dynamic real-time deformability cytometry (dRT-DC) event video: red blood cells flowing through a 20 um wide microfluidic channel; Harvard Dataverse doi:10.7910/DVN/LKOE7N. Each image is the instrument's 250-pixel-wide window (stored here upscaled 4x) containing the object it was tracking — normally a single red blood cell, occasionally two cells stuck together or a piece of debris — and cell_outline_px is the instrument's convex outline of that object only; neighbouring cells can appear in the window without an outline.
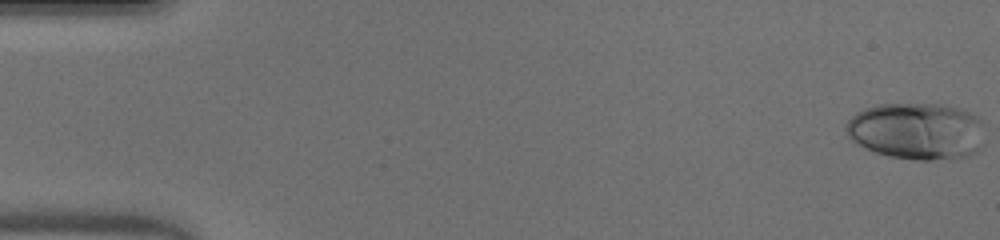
{"species": "human", "species_latin": "Homo sapiens", "temperature_condition": "warm", "stored_images_in_passage": 50, "camera_frame_rate_fps": 3000, "um_per_image_px": 0.085, "donor": {"sex": "male"}, "frame": {"image": 1, "passage_image": 1, "time_ms": 0.0, "image_size_px": [1000, 240], "cell_outline_px": [[984, 124], [976, 152], [968, 156], [952, 160], [916, 160], [888, 156], [876, 152], [856, 144], [848, 136], [844, 128], [848, 120], [856, 112], [864, 108], [876, 104], [936, 104], [960, 108], [976, 116]], "centroid_in_image_um": [77.88, 11.15], "position_along_channel_um": 7.1, "area_um2": 46.18}}
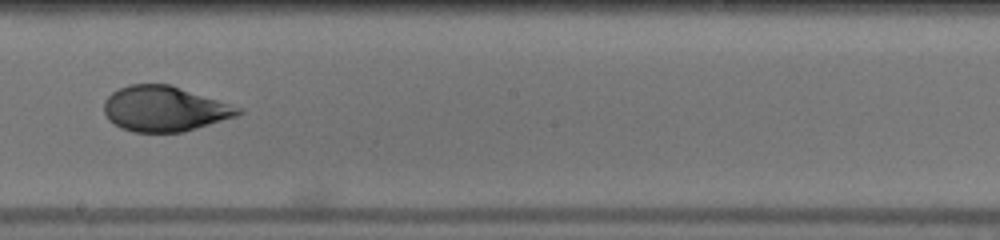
{"frame": {"image": 2, "passage_image": 29, "time_ms": 9.333, "image_size_px": [1000, 240], "cell_outline_px": [[244, 112], [236, 116], [184, 132], [132, 132], [120, 128], [108, 120], [104, 112], [104, 100], [112, 92], [128, 84], [168, 84], [244, 108]], "centroid_in_image_um": [13.97, 9.25], "position_along_channel_um": 234.2, "area_um2": 35.43}}
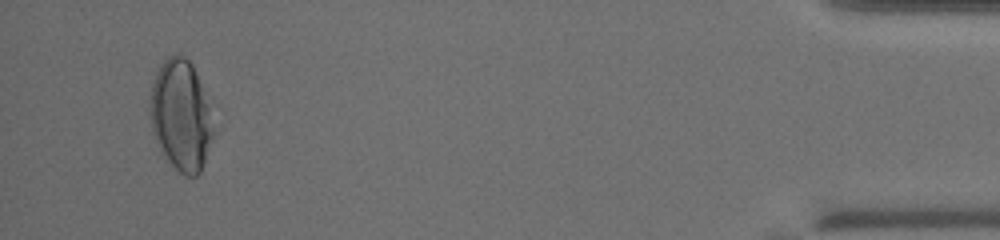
{"frame": {"image": 3, "passage_image": 48, "time_ms": 15.667, "image_size_px": [1000, 240], "cell_outline_px": [[212, 136], [200, 172], [196, 176], [184, 176], [160, 152], [152, 132], [148, 116], [148, 100], [152, 80], [160, 64], [168, 56], [184, 56], [192, 64], [200, 84], [208, 108], [212, 128]], "centroid_in_image_um": [15.28, 9.81], "position_along_channel_um": 419.9, "area_um2": 40.46}, "authors_computed_cell_mechanics": {"area_um2": 38.3792, "velocity_mm_per_s": 4.1069, "shape_relaxation_time_tau1_ms": 5.8676, "shape_relaxation_time_tau2_ms": null, "deformation_change_tau1": 0.2212, "deformation_change_tau2": null}}